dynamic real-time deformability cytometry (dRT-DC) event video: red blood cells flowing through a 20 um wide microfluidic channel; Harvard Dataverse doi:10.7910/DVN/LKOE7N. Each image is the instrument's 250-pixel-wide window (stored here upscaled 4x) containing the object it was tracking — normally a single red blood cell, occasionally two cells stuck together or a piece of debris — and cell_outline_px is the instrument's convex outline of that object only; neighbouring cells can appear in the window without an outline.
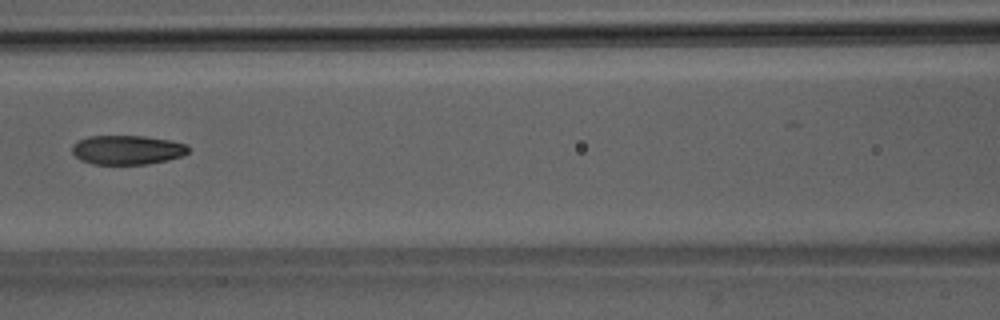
{"species": "Egyptian fruit bat (a non-hibernating species)", "species_latin": "Rousettus aegyptiacus", "temperature_condition": "room temperature", "stored_images_in_passage": 7, "camera_frame_rate_fps": 3000, "um_per_image_px": 0.085, "animal": {"sex": "male"}, "frame": {"image": 1, "passage_image": 7, "time_ms": 7.0, "image_size_px": [1000, 320], "cell_outline_px": [[188, 152], [184, 156], [168, 160], [148, 164], [92, 164], [80, 160], [72, 152], [72, 144], [88, 136], [144, 136], [168, 140], [188, 144]], "centroid_in_image_um": [10.82, 12.74], "position_along_channel_um": 155.8, "area_um2": 19.88}}